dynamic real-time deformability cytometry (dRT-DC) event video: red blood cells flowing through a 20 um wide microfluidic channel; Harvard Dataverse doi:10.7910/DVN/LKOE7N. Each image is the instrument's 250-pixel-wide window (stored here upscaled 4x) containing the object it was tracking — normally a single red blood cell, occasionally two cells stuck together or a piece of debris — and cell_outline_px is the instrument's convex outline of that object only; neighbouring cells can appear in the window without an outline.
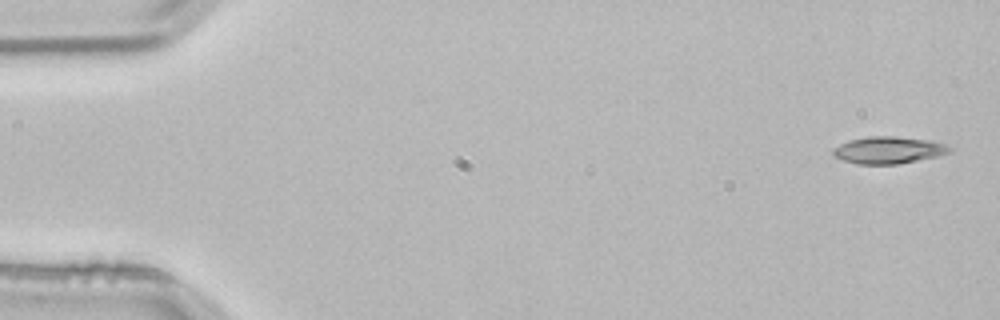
{"species": "common noctule bat (a hibernating species)", "species_latin": "Nyctalus noctula", "temperature_condition": "room temperature", "stored_images_in_passage": 3, "camera_frame_rate_fps": 3000, "um_per_image_px": 0.085, "animal": {"sex": "male", "body_mass_g": 21.5, "forearm_length_mm": 52.0}, "frame": {"image": 1, "passage_image": 3, "time_ms": 0.667, "image_size_px": [1000, 320], "cell_outline_px": [[952, 152], [936, 156], [896, 164], [856, 164], [844, 160], [836, 156], [832, 152], [832, 148], [848, 140], [868, 136], [892, 136], [932, 140], [944, 144], [952, 148]], "centroid_in_image_um": [75.51, 12.74], "position_along_channel_um": 9.5, "area_um2": 18.26}}